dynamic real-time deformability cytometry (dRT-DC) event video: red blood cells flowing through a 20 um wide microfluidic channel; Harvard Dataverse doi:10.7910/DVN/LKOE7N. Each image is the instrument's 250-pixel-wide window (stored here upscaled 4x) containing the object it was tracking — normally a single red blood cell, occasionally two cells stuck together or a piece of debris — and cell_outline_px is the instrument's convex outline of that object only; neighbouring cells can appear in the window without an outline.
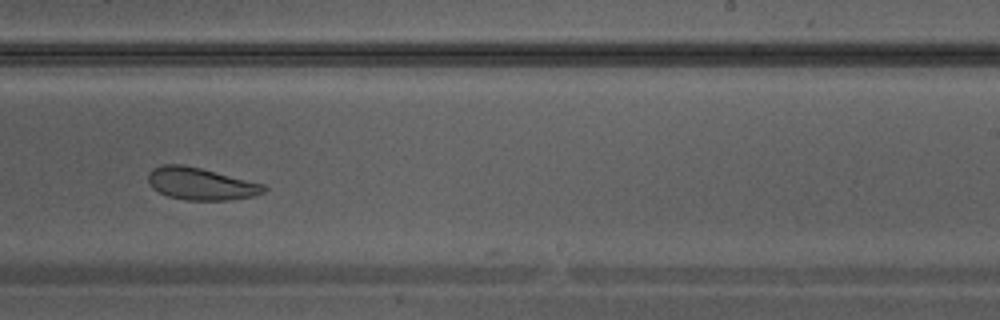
{"species": "Egyptian fruit bat (a non-hibernating species)", "species_latin": "Rousettus aegyptiacus", "temperature_condition": "warm", "stored_images_in_passage": 26, "camera_frame_rate_fps": 3000, "um_per_image_px": 0.085, "animal": {"sex": "male"}, "frame": {"image": 1, "passage_image": 15, "time_ms": 4.667, "image_size_px": [1000, 320], "cell_outline_px": [[268, 188], [264, 192], [256, 196], [232, 200], [184, 200], [168, 196], [152, 188], [148, 184], [148, 172], [152, 168], [164, 164], [184, 164], [264, 184]], "centroid_in_image_um": [17.06, 15.62], "position_along_channel_um": 271.9, "area_um2": 21.91}}